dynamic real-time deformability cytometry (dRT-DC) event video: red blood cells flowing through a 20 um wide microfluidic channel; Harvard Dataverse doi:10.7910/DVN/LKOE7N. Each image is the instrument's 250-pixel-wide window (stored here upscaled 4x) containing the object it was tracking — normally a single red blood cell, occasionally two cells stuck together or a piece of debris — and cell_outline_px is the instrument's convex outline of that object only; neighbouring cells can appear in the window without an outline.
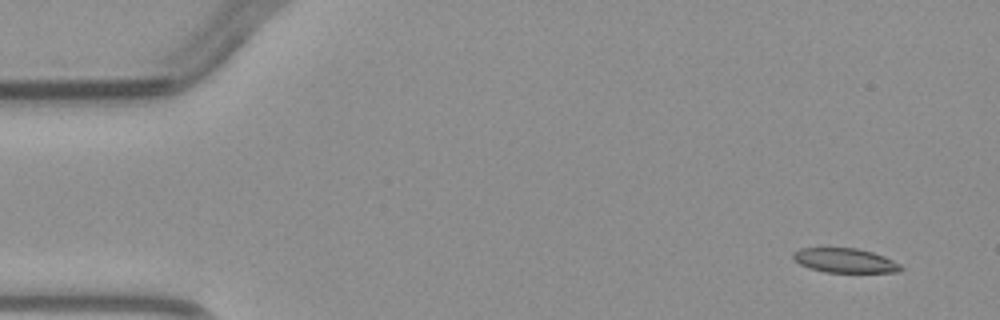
{"species": "common noctule bat (a hibernating species)", "species_latin": "Nyctalus noctula", "temperature_condition": "warm", "stored_images_in_passage": 4, "camera_frame_rate_fps": 3000, "um_per_image_px": 0.085, "animal": {"sex": "male", "body_mass_g": 23.1, "forearm_length_mm": 52.7}, "frame": {"image": 1, "passage_image": 1, "time_ms": 0.0, "image_size_px": [1000, 320], "cell_outline_px": [[904, 268], [900, 272], [824, 272], [808, 268], [792, 260], [792, 252], [800, 248], [856, 248], [872, 252], [884, 256], [900, 264]], "centroid_in_image_um": [71.78, 22.14], "position_along_channel_um": 13.2, "area_um2": 15.43}}
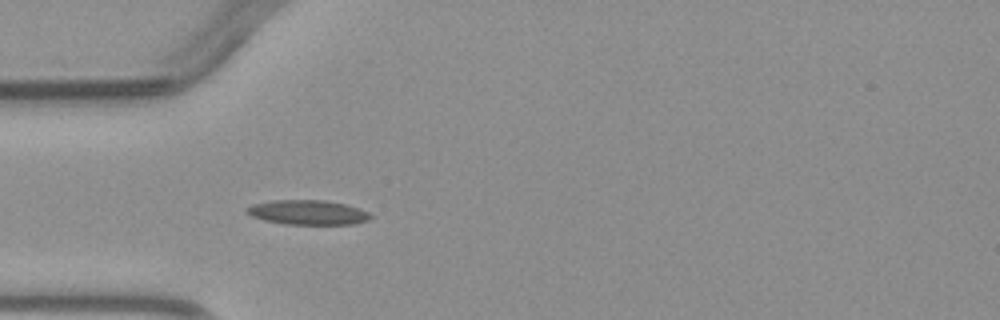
{"frame": {"image": 2, "passage_image": 4, "time_ms": 3.667, "image_size_px": [1000, 320], "cell_outline_px": [[372, 216], [368, 220], [352, 224], [288, 224], [264, 220], [252, 216], [244, 212], [244, 208], [256, 204], [272, 200], [324, 200], [348, 204], [360, 208], [368, 212]], "centroid_in_image_um": [26.17, 18.04], "position_along_channel_um": 58.8, "area_um2": 17.74}}